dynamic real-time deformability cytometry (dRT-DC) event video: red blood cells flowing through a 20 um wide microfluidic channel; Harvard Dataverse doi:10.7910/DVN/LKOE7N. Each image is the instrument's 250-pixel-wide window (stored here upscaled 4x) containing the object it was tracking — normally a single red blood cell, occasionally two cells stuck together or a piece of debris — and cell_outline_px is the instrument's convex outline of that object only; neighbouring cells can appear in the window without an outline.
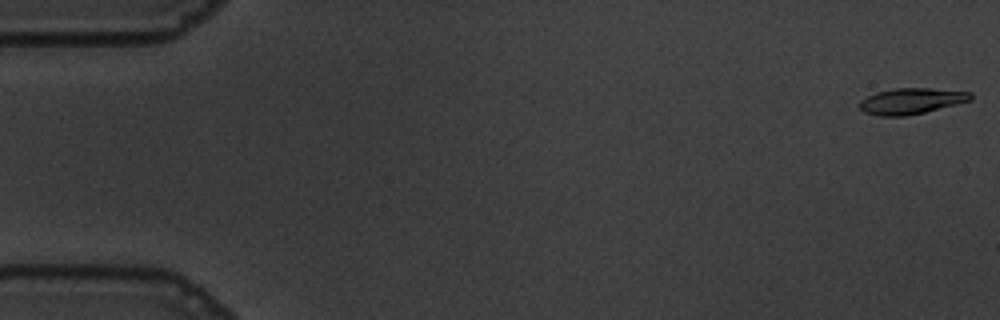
{"species": "common noctule bat (a hibernating species)", "species_latin": "Nyctalus noctula", "temperature_condition": "warm", "stored_images_in_passage": 54, "camera_frame_rate_fps": 3000, "um_per_image_px": 0.085, "animal": {"sex": "male", "body_mass_g": 19.5, "forearm_length_mm": 54.6}, "frame": {"image": 1, "passage_image": 1, "time_ms": 0.0, "image_size_px": [1000, 320], "cell_outline_px": [[972, 100], [924, 112], [904, 116], [880, 116], [864, 112], [860, 108], [860, 100], [876, 92], [896, 88], [928, 88], [972, 92]], "centroid_in_image_um": [77.46, 8.58], "position_along_channel_um": 7.5, "area_um2": 16.65}}
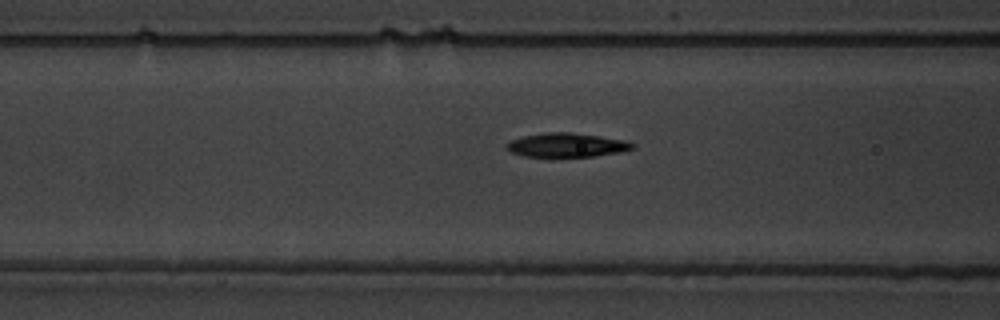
{"frame": {"image": 2, "passage_image": 22, "time_ms": 7.0, "image_size_px": [1000, 320], "cell_outline_px": [[636, 148], [620, 152], [592, 156], [552, 160], [524, 156], [508, 152], [504, 148], [504, 144], [512, 140], [524, 136], [544, 132], [568, 132], [600, 136], [628, 140], [636, 144]], "centroid_in_image_um": [48.12, 12.38], "position_along_channel_um": 118.5, "area_um2": 18.73}}
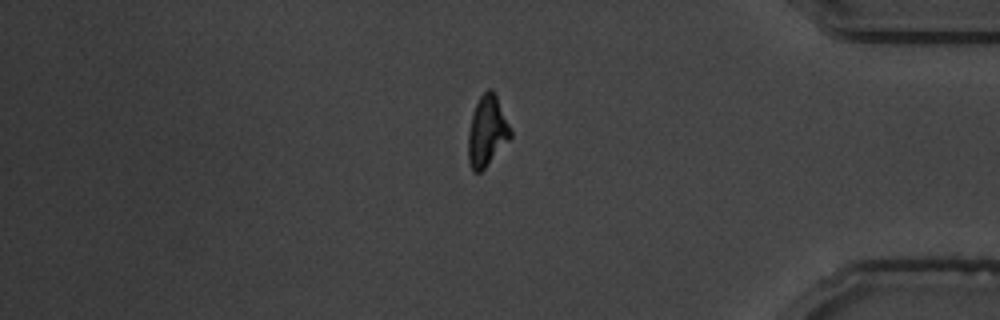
{"frame": {"image": 3, "passage_image": 47, "time_ms": 15.333, "image_size_px": [1000, 320], "cell_outline_px": [[512, 136], [484, 168], [480, 172], [472, 172], [468, 160], [468, 132], [472, 112], [480, 96], [488, 88], [492, 88], [496, 92], [512, 132]], "centroid_in_image_um": [41.39, 11.11], "position_along_channel_um": 393.8, "area_um2": 17.46}, "authors_computed_cell_mechanics": {"area_um2": 17.3978, "velocity_mm_per_s": 3.629, "shape_relaxation_time_tau1_ms": 2.5602, "shape_relaxation_time_tau2_ms": 3.1984, "deformation_change_tau1": 0.1695, "deformation_change_tau2": 0.1139}}